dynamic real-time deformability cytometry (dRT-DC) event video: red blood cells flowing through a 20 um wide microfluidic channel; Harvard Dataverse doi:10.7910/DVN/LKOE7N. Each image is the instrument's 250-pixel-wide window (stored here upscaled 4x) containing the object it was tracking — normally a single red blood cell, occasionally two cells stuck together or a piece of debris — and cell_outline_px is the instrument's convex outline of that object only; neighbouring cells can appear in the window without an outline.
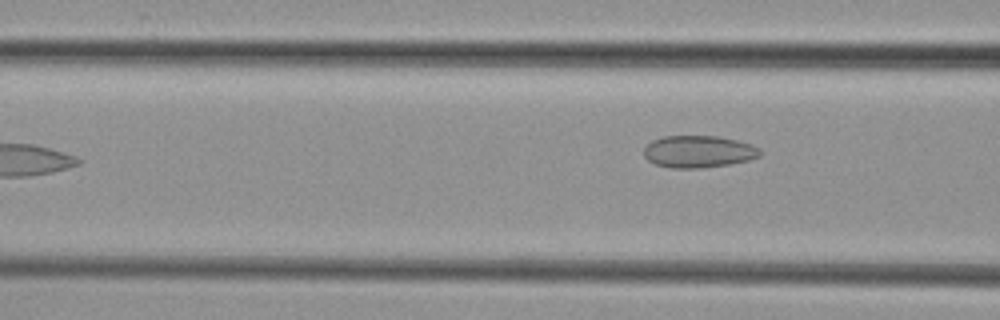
{"species": "common noctule bat (a hibernating species)", "species_latin": "Nyctalus noctula", "temperature_condition": "cold", "stored_images_in_passage": 6, "camera_frame_rate_fps": 3000, "um_per_image_px": 0.085, "animal": {"sex": "female", "body_mass_g": 29.2, "forearm_length_mm": 56.3}, "frame": {"image": 1, "passage_image": 6, "time_ms": 7.0, "image_size_px": [1000, 320], "cell_outline_px": [[760, 156], [748, 160], [728, 164], [704, 168], [672, 168], [656, 164], [648, 160], [644, 156], [644, 148], [652, 140], [664, 136], [716, 136], [736, 140], [752, 144], [760, 148]], "centroid_in_image_um": [59.37, 12.88], "position_along_channel_um": 107.2, "area_um2": 21.68}}